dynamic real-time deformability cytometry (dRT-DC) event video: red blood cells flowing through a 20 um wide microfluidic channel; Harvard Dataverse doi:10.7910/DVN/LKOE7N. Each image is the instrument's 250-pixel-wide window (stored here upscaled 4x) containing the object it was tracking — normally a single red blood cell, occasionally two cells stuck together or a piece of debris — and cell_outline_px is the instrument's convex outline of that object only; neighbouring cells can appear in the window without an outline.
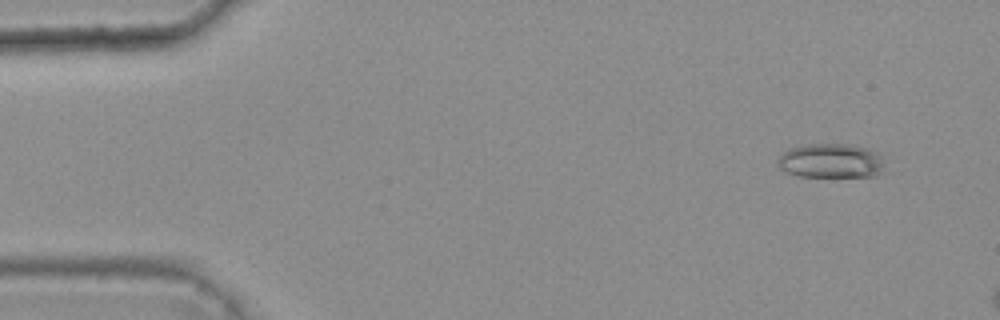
{"species": "common noctule bat (a hibernating species)", "species_latin": "Nyctalus noctula", "temperature_condition": "warm", "stored_images_in_passage": 4, "camera_frame_rate_fps": 3000, "um_per_image_px": 0.085, "animal": {"sex": "female", "body_mass_g": 25.1}, "frame": {"image": 1, "passage_image": 1, "time_ms": 0.0, "image_size_px": [1000, 320], "cell_outline_px": [[888, 172], [876, 176], [800, 176], [784, 172], [776, 164], [780, 156], [788, 148], [804, 144], [848, 144], [868, 148], [876, 152], [880, 156]], "centroid_in_image_um": [70.66, 13.68], "position_along_channel_um": 14.3, "area_um2": 21.79}}